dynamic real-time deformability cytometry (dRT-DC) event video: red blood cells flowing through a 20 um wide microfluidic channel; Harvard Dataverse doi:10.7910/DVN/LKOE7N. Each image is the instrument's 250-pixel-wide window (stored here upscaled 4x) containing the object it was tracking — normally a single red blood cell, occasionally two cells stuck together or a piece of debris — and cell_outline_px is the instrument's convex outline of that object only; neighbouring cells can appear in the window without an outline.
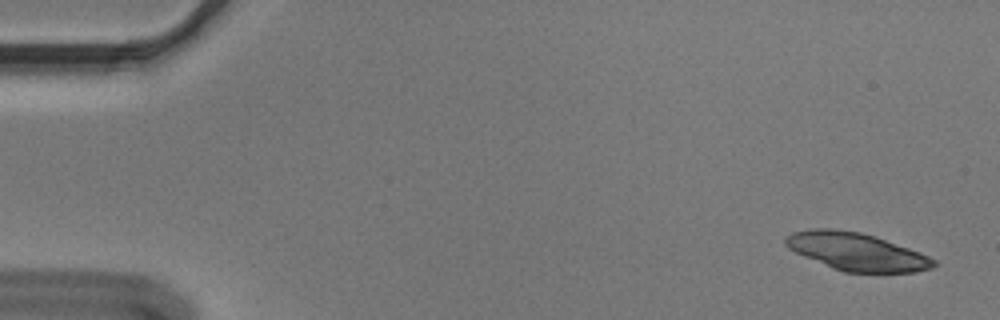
{"species": "Egyptian fruit bat (a non-hibernating species)", "species_latin": "Rousettus aegyptiacus", "temperature_condition": "cold", "stored_images_in_passage": 15, "camera_frame_rate_fps": 3000, "um_per_image_px": 0.085, "animal": {"sex": "male"}, "frame": {"image": 1, "passage_image": 3, "time_ms": 0.667, "image_size_px": [1000, 320], "cell_outline_px": [[936, 264], [932, 268], [912, 272], [844, 272], [832, 268], [804, 256], [788, 248], [784, 244], [784, 240], [792, 232], [812, 228], [836, 228], [860, 232], [876, 236], [920, 252], [936, 260]], "centroid_in_image_um": [72.79, 21.37], "position_along_channel_um": 12.2, "area_um2": 32.48}}